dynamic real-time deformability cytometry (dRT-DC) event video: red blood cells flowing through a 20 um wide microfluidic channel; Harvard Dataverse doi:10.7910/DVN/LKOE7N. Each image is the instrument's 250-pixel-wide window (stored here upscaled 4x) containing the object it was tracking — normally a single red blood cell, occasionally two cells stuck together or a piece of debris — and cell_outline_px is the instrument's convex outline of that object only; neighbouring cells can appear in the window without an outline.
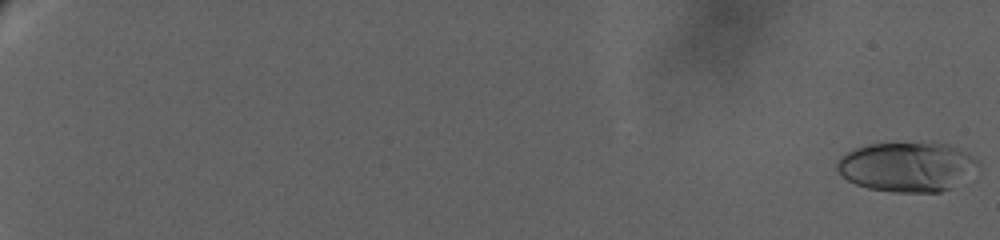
{"species": "human", "species_latin": "Homo sapiens", "temperature_condition": "warm", "stored_images_in_passage": 83, "camera_frame_rate_fps": 3000, "um_per_image_px": 0.085, "donor": {"sex": "female"}, "frame": {"image": 1, "passage_image": 1, "time_ms": 0.0, "image_size_px": [1000, 240], "cell_outline_px": [[980, 164], [952, 188], [940, 192], [892, 192], [868, 188], [856, 184], [848, 180], [836, 168], [836, 160], [840, 156], [856, 148], [868, 144], [932, 140], [948, 144], [968, 152]], "centroid_in_image_um": [77.09, 14.13], "position_along_channel_um": 7.9, "area_um2": 41.38}}
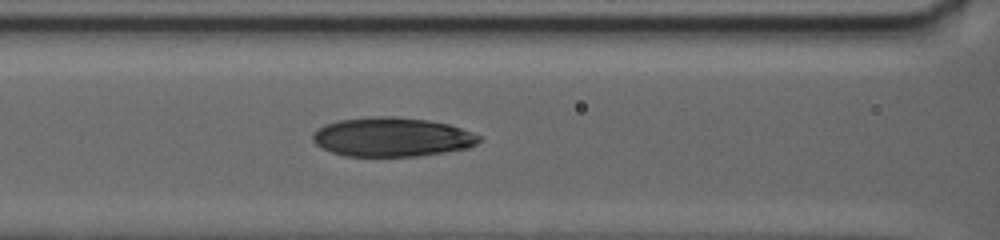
{"frame": {"image": 2, "passage_image": 51, "time_ms": 13.333, "image_size_px": [1000, 240], "cell_outline_px": [[484, 140], [468, 148], [420, 156], [344, 156], [332, 152], [316, 144], [312, 140], [312, 136], [324, 124], [336, 120], [372, 116], [392, 116], [428, 120], [448, 124], [472, 132], [480, 136]], "centroid_in_image_um": [33.33, 11.64], "position_along_channel_um": 133.3, "area_um2": 38.03}}
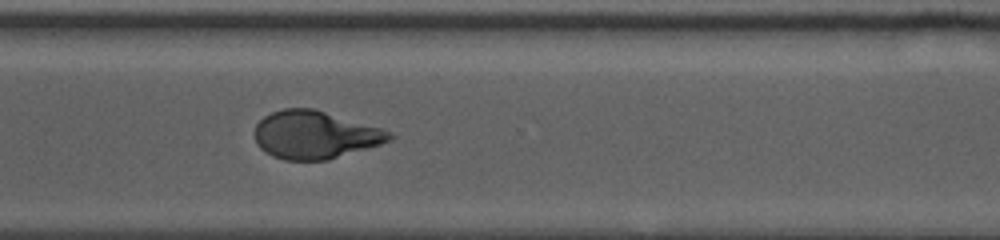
{"frame": {"image": 3, "passage_image": 82, "time_ms": 20.667, "image_size_px": [1000, 240], "cell_outline_px": [[392, 136], [388, 140], [380, 144], [328, 160], [284, 160], [272, 156], [264, 152], [256, 144], [256, 124], [264, 116], [272, 112], [284, 108], [312, 108], [380, 128], [388, 132]], "centroid_in_image_um": [26.7, 11.47], "position_along_channel_um": 343.9, "area_um2": 37.05}}